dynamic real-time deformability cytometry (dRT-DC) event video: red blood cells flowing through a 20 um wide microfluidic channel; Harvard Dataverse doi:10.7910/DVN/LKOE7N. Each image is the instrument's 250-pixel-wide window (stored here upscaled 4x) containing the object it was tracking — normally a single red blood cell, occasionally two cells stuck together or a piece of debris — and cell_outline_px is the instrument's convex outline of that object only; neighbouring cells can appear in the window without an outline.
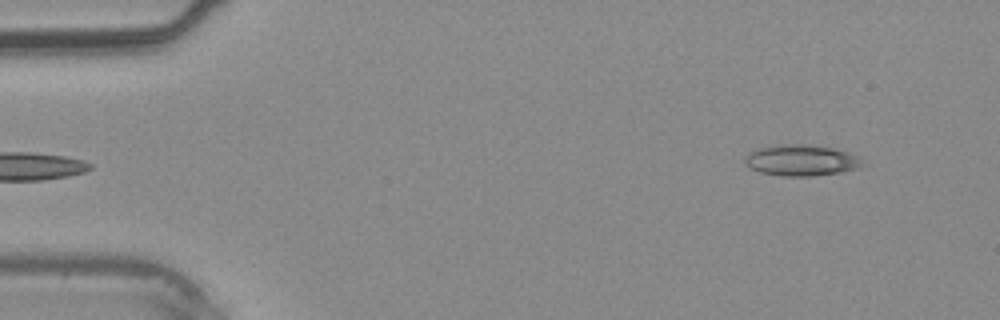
{"species": "common noctule bat (a hibernating species)", "species_latin": "Nyctalus noctula", "temperature_condition": "warm", "stored_images_in_passage": 36, "camera_frame_rate_fps": 3000, "um_per_image_px": 0.085, "animal": {"sex": "male", "body_mass_g": 20.4}, "frame": {"image": 1, "passage_image": 1, "time_ms": 0.0, "image_size_px": [1000, 320], "cell_outline_px": [[868, 164], [860, 168], [840, 172], [812, 176], [780, 176], [760, 172], [744, 164], [744, 156], [748, 152], [760, 148], [784, 144], [804, 144], [832, 148], [848, 152], [860, 156]], "centroid_in_image_um": [68.16, 13.63], "position_along_channel_um": 16.8, "area_um2": 21.56}}
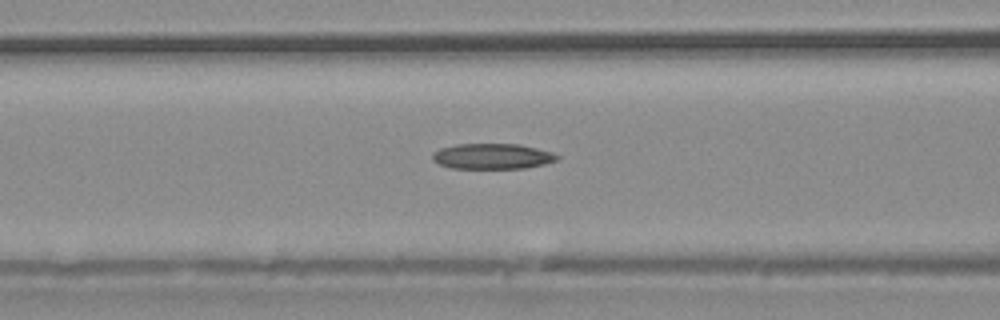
{"frame": {"image": 2, "passage_image": 13, "time_ms": 4.0, "image_size_px": [1000, 320], "cell_outline_px": [[560, 156], [556, 160], [544, 164], [524, 168], [452, 168], [440, 164], [432, 160], [432, 152], [440, 148], [456, 144], [520, 144], [552, 152]], "centroid_in_image_um": [41.83, 13.28], "position_along_channel_um": 124.8, "area_um2": 18.5}}
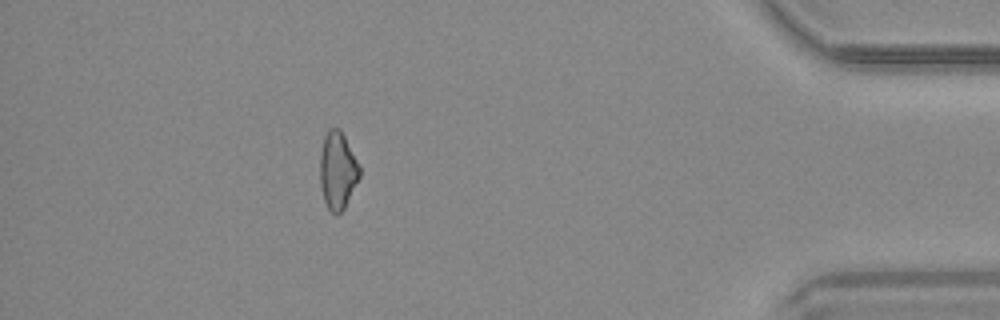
{"frame": {"image": 3, "passage_image": 32, "time_ms": 10.333, "image_size_px": [1000, 320], "cell_outline_px": [[360, 176], [344, 208], [336, 216], [328, 208], [324, 200], [320, 184], [320, 152], [324, 136], [328, 128], [340, 128], [360, 168]], "centroid_in_image_um": [28.67, 14.48], "position_along_channel_um": 406.5, "area_um2": 17.69}}